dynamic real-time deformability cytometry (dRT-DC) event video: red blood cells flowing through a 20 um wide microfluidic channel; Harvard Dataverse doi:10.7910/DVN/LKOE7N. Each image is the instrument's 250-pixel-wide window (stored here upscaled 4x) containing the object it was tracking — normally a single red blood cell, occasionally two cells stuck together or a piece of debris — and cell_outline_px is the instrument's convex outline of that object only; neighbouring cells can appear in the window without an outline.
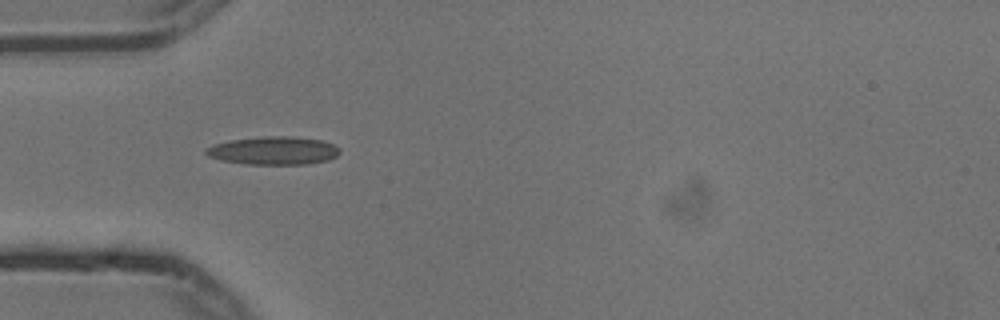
{"species": "common noctule bat (a hibernating species)", "species_latin": "Nyctalus noctula", "temperature_condition": "cold", "stored_images_in_passage": 2, "camera_frame_rate_fps": 3000, "um_per_image_px": 0.085, "animal": {"sex": "male", "body_mass_g": 13.3}, "frame": {"image": 1, "passage_image": 1, "time_ms": 0.0, "image_size_px": [1000, 320], "cell_outline_px": [[340, 152], [336, 156], [328, 160], [308, 164], [244, 164], [220, 160], [208, 156], [204, 152], [204, 148], [212, 144], [232, 140], [264, 136], [292, 136], [324, 140], [340, 148]], "centroid_in_image_um": [23.23, 12.8], "position_along_channel_um": 61.8, "area_um2": 22.14}}
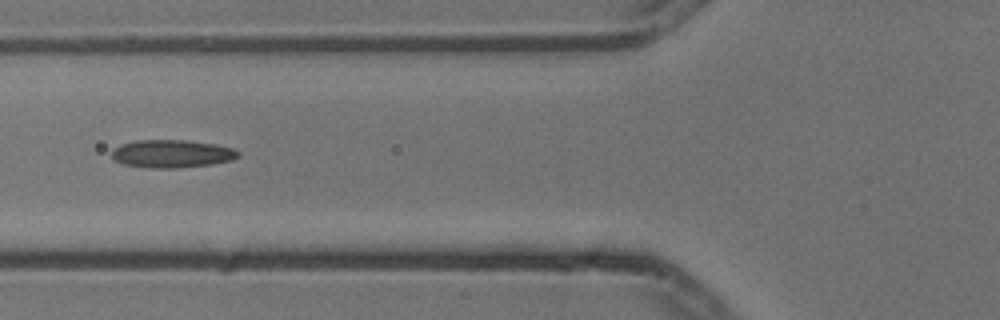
{"frame": {"image": 2, "passage_image": 2, "time_ms": 0.333, "image_size_px": [1000, 320], "cell_outline_px": [[240, 156], [232, 160], [212, 164], [176, 168], [152, 168], [124, 164], [116, 160], [112, 156], [112, 152], [120, 144], [136, 140], [184, 140], [216, 144], [232, 148], [240, 152]], "centroid_in_image_um": [14.64, 13.06], "position_along_channel_um": 111.2, "area_um2": 20.46}}